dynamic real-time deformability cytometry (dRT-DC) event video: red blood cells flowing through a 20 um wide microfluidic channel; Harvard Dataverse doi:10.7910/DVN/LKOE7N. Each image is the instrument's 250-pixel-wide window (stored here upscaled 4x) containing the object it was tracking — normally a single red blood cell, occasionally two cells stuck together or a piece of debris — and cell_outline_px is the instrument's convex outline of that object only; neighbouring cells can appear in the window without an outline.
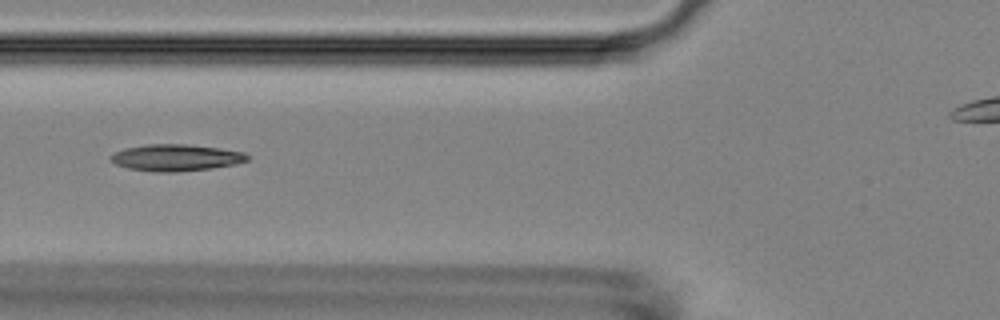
{"species": "Egyptian fruit bat (a non-hibernating species)", "species_latin": "Rousettus aegyptiacus", "temperature_condition": "room temperature", "stored_images_in_passage": 33, "camera_frame_rate_fps": 3000, "um_per_image_px": 0.085, "animal": {"sex": "female"}, "frame": {"image": 1, "passage_image": 4, "time_ms": 1.0, "image_size_px": [1000, 320], "cell_outline_px": [[248, 160], [236, 164], [212, 168], [176, 172], [152, 172], [128, 168], [116, 164], [108, 160], [112, 152], [124, 148], [148, 144], [184, 144], [220, 148], [244, 152], [248, 156]], "centroid_in_image_um": [14.91, 13.4], "position_along_channel_um": 110.9, "area_um2": 21.39}}
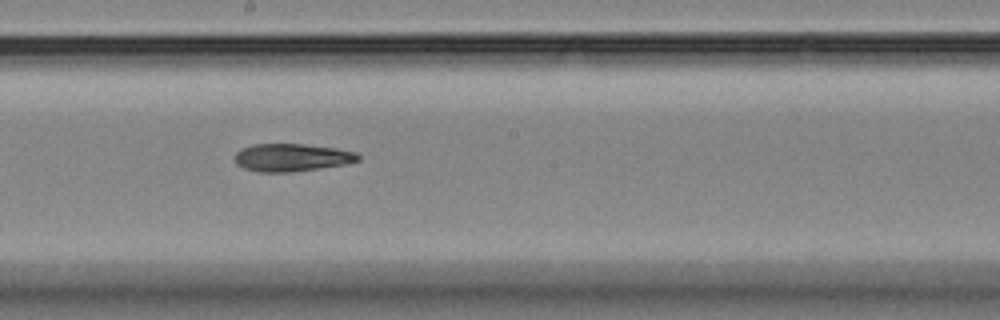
{"frame": {"image": 2, "passage_image": 13, "time_ms": 4.0, "image_size_px": [1000, 320], "cell_outline_px": [[360, 160], [348, 164], [292, 172], [256, 172], [244, 168], [236, 164], [236, 152], [240, 148], [252, 144], [304, 144], [336, 148], [356, 152], [360, 156]], "centroid_in_image_um": [24.81, 13.39], "position_along_channel_um": 223.4, "area_um2": 20.11}}
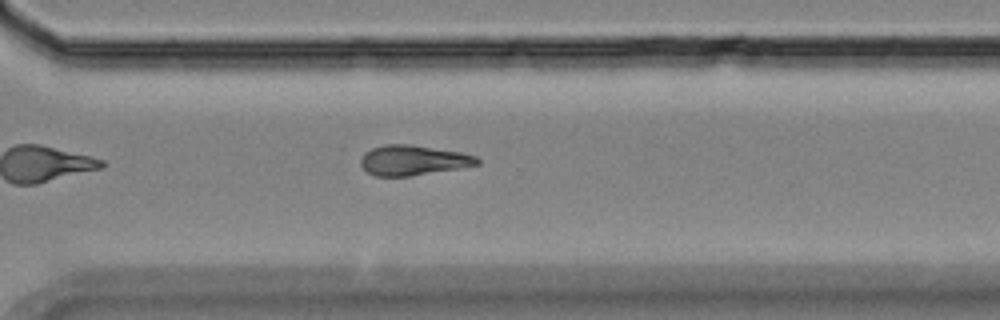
{"frame": {"image": 3, "passage_image": 22, "time_ms": 7.0, "image_size_px": [1000, 320], "cell_outline_px": [[480, 164], [408, 176], [376, 176], [368, 172], [360, 164], [360, 160], [364, 152], [372, 148], [384, 144], [408, 144], [460, 152], [476, 156], [480, 160]], "centroid_in_image_um": [35.07, 13.61], "position_along_channel_um": 335.5, "area_um2": 20.11}}